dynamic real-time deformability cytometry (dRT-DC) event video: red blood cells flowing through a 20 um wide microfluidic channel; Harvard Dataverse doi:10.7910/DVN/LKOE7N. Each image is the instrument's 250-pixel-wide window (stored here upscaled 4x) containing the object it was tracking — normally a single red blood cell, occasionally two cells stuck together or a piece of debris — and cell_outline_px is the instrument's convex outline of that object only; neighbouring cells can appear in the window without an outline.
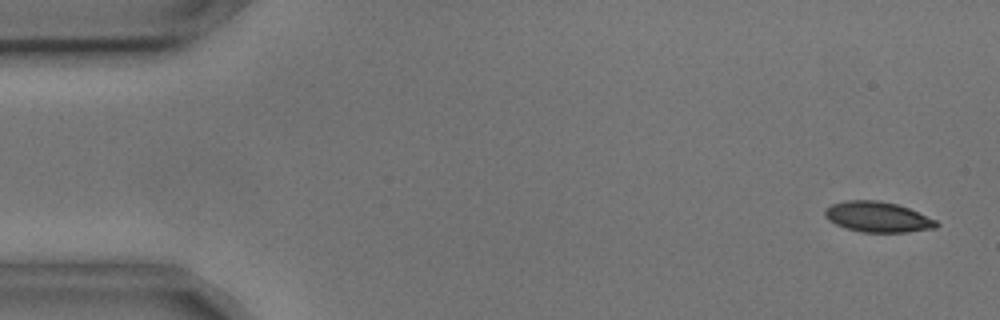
{"species": "common noctule bat (a hibernating species)", "species_latin": "Nyctalus noctula", "temperature_condition": "cold", "stored_images_in_passage": 54, "camera_frame_rate_fps": 3000, "um_per_image_px": 0.085, "animal": {"sex": "male", "body_mass_g": 17.9, "forearm_length_mm": 54.2}, "frame": {"image": 1, "passage_image": 2, "time_ms": 0.333, "image_size_px": [1000, 320], "cell_outline_px": [[940, 224], [936, 228], [908, 232], [860, 232], [836, 224], [828, 220], [824, 216], [824, 208], [832, 204], [844, 200], [880, 200], [896, 204], [908, 208], [936, 220]], "centroid_in_image_um": [74.58, 18.43], "position_along_channel_um": 10.4, "area_um2": 19.83}}
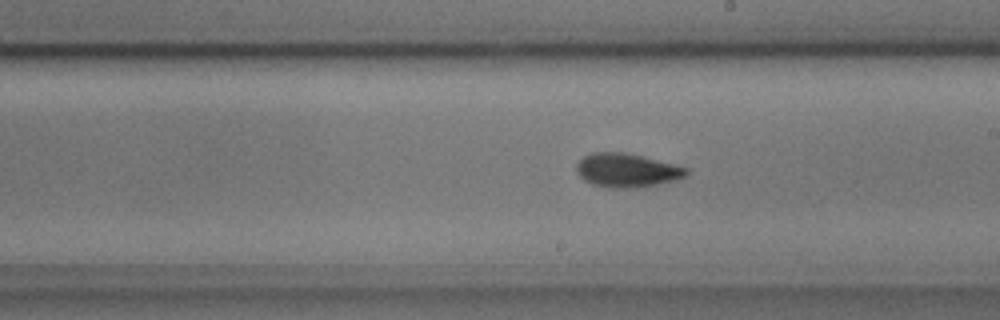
{"frame": {"image": 2, "passage_image": 30, "time_ms": 9.667, "image_size_px": [1000, 320], "cell_outline_px": [[688, 176], [676, 180], [636, 188], [608, 188], [592, 184], [584, 180], [576, 172], [576, 164], [584, 156], [592, 152], [620, 152], [640, 156], [688, 168]], "centroid_in_image_um": [53.25, 14.49], "position_along_channel_um": 235.7, "area_um2": 21.5}}
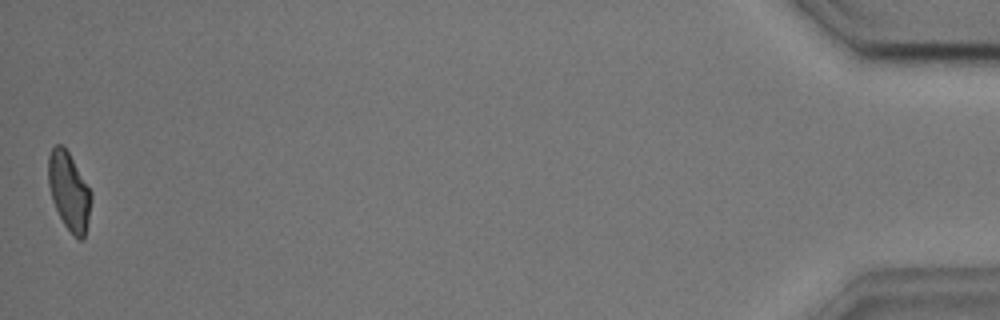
{"frame": {"image": 3, "passage_image": 54, "time_ms": 17.667, "image_size_px": [1000, 320], "cell_outline_px": [[92, 200], [84, 240], [80, 240], [64, 224], [52, 200], [48, 184], [48, 156], [52, 148], [56, 144], [60, 144], [68, 152], [92, 192]], "centroid_in_image_um": [5.87, 16.25], "position_along_channel_um": 429.3, "area_um2": 19.25}, "authors_computed_cell_mechanics": {"area_um2": 20.4612, "velocity_mm_per_s": 3.6334, "shape_relaxation_time_tau1_ms": 3.1786, "shape_relaxation_time_tau2_ms": 2.78, "deformation_change_tau1": 0.1249, "deformation_change_tau2": 0.0825}}